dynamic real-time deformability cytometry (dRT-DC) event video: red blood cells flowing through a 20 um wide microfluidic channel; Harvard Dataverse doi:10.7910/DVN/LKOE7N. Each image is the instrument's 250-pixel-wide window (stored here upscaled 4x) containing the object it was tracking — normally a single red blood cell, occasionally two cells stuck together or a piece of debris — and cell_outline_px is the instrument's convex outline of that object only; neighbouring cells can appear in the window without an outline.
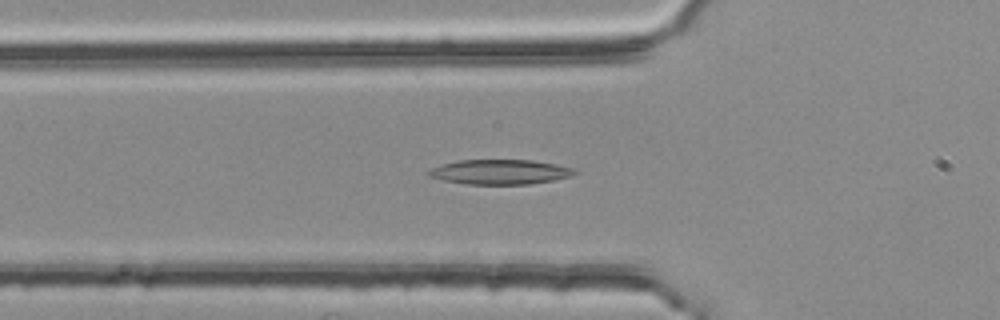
{"species": "common noctule bat (a hibernating species)", "species_latin": "Nyctalus noctula", "temperature_condition": "room temperature", "stored_images_in_passage": 40, "camera_frame_rate_fps": 3000, "um_per_image_px": 0.085, "animal": {"sex": "female", "body_mass_g": 25.1}, "frame": {"image": 1, "passage_image": 4, "time_ms": 1.0, "image_size_px": [1000, 320], "cell_outline_px": [[576, 172], [572, 176], [552, 180], [528, 184], [464, 184], [444, 180], [428, 176], [424, 172], [432, 168], [456, 160], [532, 160], [556, 164], [572, 168]], "centroid_in_image_um": [42.46, 14.61], "position_along_channel_um": 83.3, "area_um2": 20.98}}
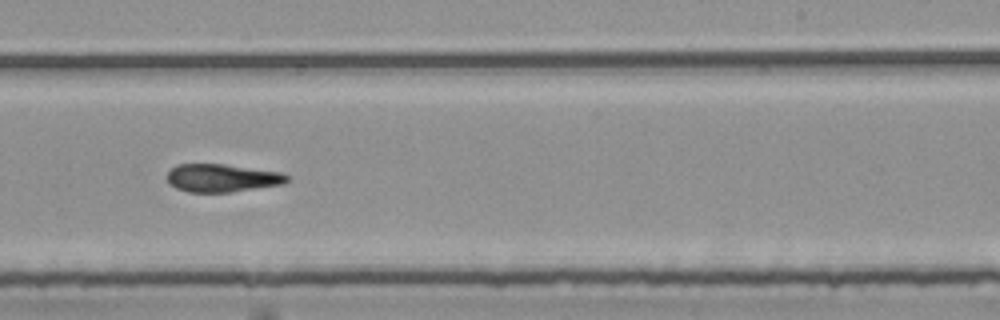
{"frame": {"image": 2, "passage_image": 19, "time_ms": 6.0, "image_size_px": [1000, 320], "cell_outline_px": [[288, 180], [284, 184], [232, 192], [188, 192], [176, 188], [168, 184], [168, 172], [176, 164], [224, 164], [284, 172], [288, 176]], "centroid_in_image_um": [18.89, 15.13], "position_along_channel_um": 270.1, "area_um2": 19.71}}
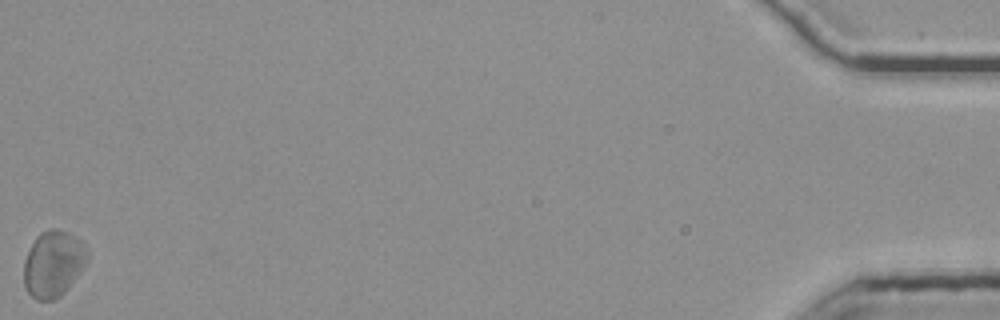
{"frame": {"image": 3, "passage_image": 40, "time_ms": 13.0, "image_size_px": [1000, 320], "cell_outline_px": [[88, 260], [80, 272], [68, 288], [60, 296], [52, 300], [36, 300], [24, 288], [24, 260], [36, 236], [40, 232], [48, 228], [52, 228], [68, 232], [76, 236], [88, 248]], "centroid_in_image_um": [4.53, 22.41], "position_along_channel_um": 430.7, "area_um2": 24.68}, "authors_computed_cell_mechanics": {"area_um2": 20.7791, "velocity_mm_per_s": 3.7361, "shape_relaxation_time_tau1_ms": 6.4936, "shape_relaxation_time_tau2_ms": 4.6062, "deformation_change_tau1": 0.149, "deformation_change_tau2": 0.152}}